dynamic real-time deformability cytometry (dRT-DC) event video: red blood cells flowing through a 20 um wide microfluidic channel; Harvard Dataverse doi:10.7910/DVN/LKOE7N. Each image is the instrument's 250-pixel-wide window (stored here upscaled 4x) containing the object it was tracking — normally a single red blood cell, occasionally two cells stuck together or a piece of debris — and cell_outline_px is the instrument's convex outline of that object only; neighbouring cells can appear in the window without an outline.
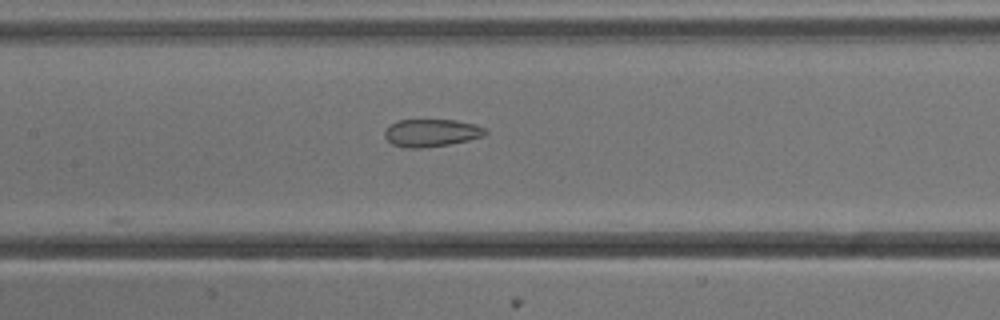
{"species": "common noctule bat (a hibernating species)", "species_latin": "Nyctalus noctula", "temperature_condition": "cold", "stored_images_in_passage": 26, "camera_frame_rate_fps": 3000, "um_per_image_px": 0.085, "animal": {"sex": "male", "body_mass_g": 13.3}, "frame": {"image": 1, "passage_image": 12, "time_ms": 3.667, "image_size_px": [1000, 320], "cell_outline_px": [[488, 132], [484, 136], [468, 140], [448, 144], [424, 148], [408, 148], [392, 144], [384, 136], [384, 128], [400, 120], [456, 120], [476, 124], [488, 128]], "centroid_in_image_um": [36.7, 11.29], "position_along_channel_um": 170.7, "area_um2": 16.3}}
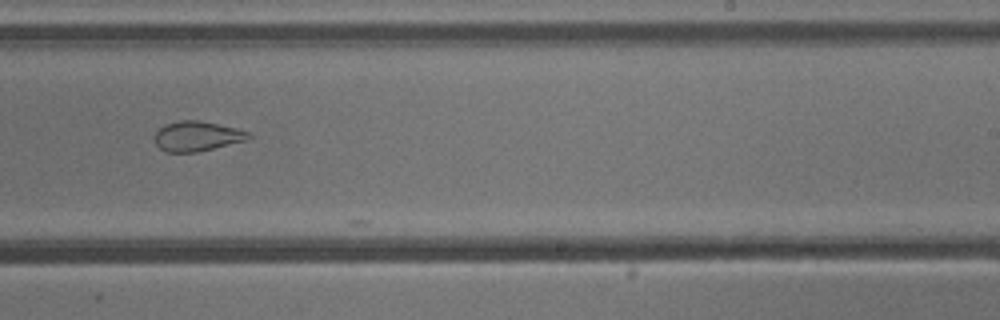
{"frame": {"image": 2, "passage_image": 20, "time_ms": 6.333, "image_size_px": [1000, 320], "cell_outline_px": [[252, 136], [248, 140], [196, 152], [168, 152], [160, 148], [156, 144], [156, 132], [164, 124], [180, 120], [200, 120], [236, 128], [248, 132]], "centroid_in_image_um": [16.76, 11.57], "position_along_channel_um": 272.2, "area_um2": 16.24}}